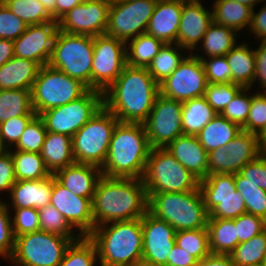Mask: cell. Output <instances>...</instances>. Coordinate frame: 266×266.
<instances>
[{
    "mask_svg": "<svg viewBox=\"0 0 266 266\" xmlns=\"http://www.w3.org/2000/svg\"><path fill=\"white\" fill-rule=\"evenodd\" d=\"M160 93L147 68L126 65L116 81L103 92V106L119 122L143 123Z\"/></svg>",
    "mask_w": 266,
    "mask_h": 266,
    "instance_id": "1",
    "label": "cell"
},
{
    "mask_svg": "<svg viewBox=\"0 0 266 266\" xmlns=\"http://www.w3.org/2000/svg\"><path fill=\"white\" fill-rule=\"evenodd\" d=\"M147 212L148 197L142 178H100L92 199L94 228L142 218Z\"/></svg>",
    "mask_w": 266,
    "mask_h": 266,
    "instance_id": "2",
    "label": "cell"
},
{
    "mask_svg": "<svg viewBox=\"0 0 266 266\" xmlns=\"http://www.w3.org/2000/svg\"><path fill=\"white\" fill-rule=\"evenodd\" d=\"M151 149L143 123L118 122L101 167L103 176L142 178Z\"/></svg>",
    "mask_w": 266,
    "mask_h": 266,
    "instance_id": "3",
    "label": "cell"
},
{
    "mask_svg": "<svg viewBox=\"0 0 266 266\" xmlns=\"http://www.w3.org/2000/svg\"><path fill=\"white\" fill-rule=\"evenodd\" d=\"M88 237L97 249L100 266H139L142 261L141 218L105 223Z\"/></svg>",
    "mask_w": 266,
    "mask_h": 266,
    "instance_id": "4",
    "label": "cell"
},
{
    "mask_svg": "<svg viewBox=\"0 0 266 266\" xmlns=\"http://www.w3.org/2000/svg\"><path fill=\"white\" fill-rule=\"evenodd\" d=\"M148 212L176 231L206 228L209 213L200 188L189 192H161L148 198Z\"/></svg>",
    "mask_w": 266,
    "mask_h": 266,
    "instance_id": "5",
    "label": "cell"
},
{
    "mask_svg": "<svg viewBox=\"0 0 266 266\" xmlns=\"http://www.w3.org/2000/svg\"><path fill=\"white\" fill-rule=\"evenodd\" d=\"M94 37L57 31L48 65L92 90Z\"/></svg>",
    "mask_w": 266,
    "mask_h": 266,
    "instance_id": "6",
    "label": "cell"
},
{
    "mask_svg": "<svg viewBox=\"0 0 266 266\" xmlns=\"http://www.w3.org/2000/svg\"><path fill=\"white\" fill-rule=\"evenodd\" d=\"M142 181L148 198L155 193L189 192L199 188V180L165 148L151 149Z\"/></svg>",
    "mask_w": 266,
    "mask_h": 266,
    "instance_id": "7",
    "label": "cell"
},
{
    "mask_svg": "<svg viewBox=\"0 0 266 266\" xmlns=\"http://www.w3.org/2000/svg\"><path fill=\"white\" fill-rule=\"evenodd\" d=\"M119 120L102 106L72 137V152L76 163L102 167L109 150L114 128Z\"/></svg>",
    "mask_w": 266,
    "mask_h": 266,
    "instance_id": "8",
    "label": "cell"
},
{
    "mask_svg": "<svg viewBox=\"0 0 266 266\" xmlns=\"http://www.w3.org/2000/svg\"><path fill=\"white\" fill-rule=\"evenodd\" d=\"M88 88L79 80L49 65L40 67L31 89L35 113L66 105L81 97Z\"/></svg>",
    "mask_w": 266,
    "mask_h": 266,
    "instance_id": "9",
    "label": "cell"
},
{
    "mask_svg": "<svg viewBox=\"0 0 266 266\" xmlns=\"http://www.w3.org/2000/svg\"><path fill=\"white\" fill-rule=\"evenodd\" d=\"M70 238L41 230L15 237L14 250L10 261L15 266H58Z\"/></svg>",
    "mask_w": 266,
    "mask_h": 266,
    "instance_id": "10",
    "label": "cell"
},
{
    "mask_svg": "<svg viewBox=\"0 0 266 266\" xmlns=\"http://www.w3.org/2000/svg\"><path fill=\"white\" fill-rule=\"evenodd\" d=\"M103 106V92L88 89L81 97L66 105L42 112L45 128L49 132L73 137Z\"/></svg>",
    "mask_w": 266,
    "mask_h": 266,
    "instance_id": "11",
    "label": "cell"
},
{
    "mask_svg": "<svg viewBox=\"0 0 266 266\" xmlns=\"http://www.w3.org/2000/svg\"><path fill=\"white\" fill-rule=\"evenodd\" d=\"M157 0H111L106 35L128 43L145 33Z\"/></svg>",
    "mask_w": 266,
    "mask_h": 266,
    "instance_id": "12",
    "label": "cell"
},
{
    "mask_svg": "<svg viewBox=\"0 0 266 266\" xmlns=\"http://www.w3.org/2000/svg\"><path fill=\"white\" fill-rule=\"evenodd\" d=\"M209 218L235 219L246 213L242 195L236 190L234 174H209L199 181Z\"/></svg>",
    "mask_w": 266,
    "mask_h": 266,
    "instance_id": "13",
    "label": "cell"
},
{
    "mask_svg": "<svg viewBox=\"0 0 266 266\" xmlns=\"http://www.w3.org/2000/svg\"><path fill=\"white\" fill-rule=\"evenodd\" d=\"M182 108V102L158 94L143 122L151 148H165L183 135Z\"/></svg>",
    "mask_w": 266,
    "mask_h": 266,
    "instance_id": "14",
    "label": "cell"
},
{
    "mask_svg": "<svg viewBox=\"0 0 266 266\" xmlns=\"http://www.w3.org/2000/svg\"><path fill=\"white\" fill-rule=\"evenodd\" d=\"M126 65V43L106 34L94 37L92 90L104 92Z\"/></svg>",
    "mask_w": 266,
    "mask_h": 266,
    "instance_id": "15",
    "label": "cell"
},
{
    "mask_svg": "<svg viewBox=\"0 0 266 266\" xmlns=\"http://www.w3.org/2000/svg\"><path fill=\"white\" fill-rule=\"evenodd\" d=\"M260 154L259 135L241 130L225 147L208 153V175L238 173Z\"/></svg>",
    "mask_w": 266,
    "mask_h": 266,
    "instance_id": "16",
    "label": "cell"
},
{
    "mask_svg": "<svg viewBox=\"0 0 266 266\" xmlns=\"http://www.w3.org/2000/svg\"><path fill=\"white\" fill-rule=\"evenodd\" d=\"M207 84L202 61L189 53L177 69L159 84V88L163 96L185 102L204 96Z\"/></svg>",
    "mask_w": 266,
    "mask_h": 266,
    "instance_id": "17",
    "label": "cell"
},
{
    "mask_svg": "<svg viewBox=\"0 0 266 266\" xmlns=\"http://www.w3.org/2000/svg\"><path fill=\"white\" fill-rule=\"evenodd\" d=\"M111 0H85L58 21L59 30L96 37L105 34Z\"/></svg>",
    "mask_w": 266,
    "mask_h": 266,
    "instance_id": "18",
    "label": "cell"
},
{
    "mask_svg": "<svg viewBox=\"0 0 266 266\" xmlns=\"http://www.w3.org/2000/svg\"><path fill=\"white\" fill-rule=\"evenodd\" d=\"M142 261L155 265H167V259L175 245L176 230L166 221L147 212L141 218Z\"/></svg>",
    "mask_w": 266,
    "mask_h": 266,
    "instance_id": "19",
    "label": "cell"
},
{
    "mask_svg": "<svg viewBox=\"0 0 266 266\" xmlns=\"http://www.w3.org/2000/svg\"><path fill=\"white\" fill-rule=\"evenodd\" d=\"M92 199L74 195L53 174L50 205L54 206L81 236H88L94 229Z\"/></svg>",
    "mask_w": 266,
    "mask_h": 266,
    "instance_id": "20",
    "label": "cell"
},
{
    "mask_svg": "<svg viewBox=\"0 0 266 266\" xmlns=\"http://www.w3.org/2000/svg\"><path fill=\"white\" fill-rule=\"evenodd\" d=\"M58 30L55 20L28 25L26 31L14 40V56L32 60L40 67L48 65Z\"/></svg>",
    "mask_w": 266,
    "mask_h": 266,
    "instance_id": "21",
    "label": "cell"
},
{
    "mask_svg": "<svg viewBox=\"0 0 266 266\" xmlns=\"http://www.w3.org/2000/svg\"><path fill=\"white\" fill-rule=\"evenodd\" d=\"M212 22V10L206 9L201 0H183L177 44L189 53H193L201 44Z\"/></svg>",
    "mask_w": 266,
    "mask_h": 266,
    "instance_id": "22",
    "label": "cell"
},
{
    "mask_svg": "<svg viewBox=\"0 0 266 266\" xmlns=\"http://www.w3.org/2000/svg\"><path fill=\"white\" fill-rule=\"evenodd\" d=\"M165 149L199 181L208 176V152L196 135H181Z\"/></svg>",
    "mask_w": 266,
    "mask_h": 266,
    "instance_id": "23",
    "label": "cell"
},
{
    "mask_svg": "<svg viewBox=\"0 0 266 266\" xmlns=\"http://www.w3.org/2000/svg\"><path fill=\"white\" fill-rule=\"evenodd\" d=\"M183 0H158L146 32L164 43H177Z\"/></svg>",
    "mask_w": 266,
    "mask_h": 266,
    "instance_id": "24",
    "label": "cell"
},
{
    "mask_svg": "<svg viewBox=\"0 0 266 266\" xmlns=\"http://www.w3.org/2000/svg\"><path fill=\"white\" fill-rule=\"evenodd\" d=\"M53 186V174L40 180L16 181L8 195L12 202H4L10 209L35 208L41 209L50 205V196Z\"/></svg>",
    "mask_w": 266,
    "mask_h": 266,
    "instance_id": "25",
    "label": "cell"
},
{
    "mask_svg": "<svg viewBox=\"0 0 266 266\" xmlns=\"http://www.w3.org/2000/svg\"><path fill=\"white\" fill-rule=\"evenodd\" d=\"M54 176L74 195L93 198L97 183L103 174L98 166L75 162L58 170Z\"/></svg>",
    "mask_w": 266,
    "mask_h": 266,
    "instance_id": "26",
    "label": "cell"
},
{
    "mask_svg": "<svg viewBox=\"0 0 266 266\" xmlns=\"http://www.w3.org/2000/svg\"><path fill=\"white\" fill-rule=\"evenodd\" d=\"M39 69L32 60L12 57L0 67V90H31Z\"/></svg>",
    "mask_w": 266,
    "mask_h": 266,
    "instance_id": "27",
    "label": "cell"
},
{
    "mask_svg": "<svg viewBox=\"0 0 266 266\" xmlns=\"http://www.w3.org/2000/svg\"><path fill=\"white\" fill-rule=\"evenodd\" d=\"M40 154L47 169L51 174H55L58 170L75 163L72 137L47 131Z\"/></svg>",
    "mask_w": 266,
    "mask_h": 266,
    "instance_id": "28",
    "label": "cell"
},
{
    "mask_svg": "<svg viewBox=\"0 0 266 266\" xmlns=\"http://www.w3.org/2000/svg\"><path fill=\"white\" fill-rule=\"evenodd\" d=\"M240 36L234 29L212 22L203 36L200 46L196 49L198 52L202 50L203 55L205 53L206 57L201 54H195V52L193 54L200 60L209 57L225 56L237 45L238 41L236 39Z\"/></svg>",
    "mask_w": 266,
    "mask_h": 266,
    "instance_id": "29",
    "label": "cell"
},
{
    "mask_svg": "<svg viewBox=\"0 0 266 266\" xmlns=\"http://www.w3.org/2000/svg\"><path fill=\"white\" fill-rule=\"evenodd\" d=\"M231 68V80L242 88H250L255 74V53L246 42L234 46L226 55Z\"/></svg>",
    "mask_w": 266,
    "mask_h": 266,
    "instance_id": "30",
    "label": "cell"
},
{
    "mask_svg": "<svg viewBox=\"0 0 266 266\" xmlns=\"http://www.w3.org/2000/svg\"><path fill=\"white\" fill-rule=\"evenodd\" d=\"M242 128L221 114H217L209 121L197 137L201 145L209 153L221 146L225 147L232 139H234Z\"/></svg>",
    "mask_w": 266,
    "mask_h": 266,
    "instance_id": "31",
    "label": "cell"
},
{
    "mask_svg": "<svg viewBox=\"0 0 266 266\" xmlns=\"http://www.w3.org/2000/svg\"><path fill=\"white\" fill-rule=\"evenodd\" d=\"M212 6L213 22L234 29L237 33L249 29L252 10L232 0H215Z\"/></svg>",
    "mask_w": 266,
    "mask_h": 266,
    "instance_id": "32",
    "label": "cell"
},
{
    "mask_svg": "<svg viewBox=\"0 0 266 266\" xmlns=\"http://www.w3.org/2000/svg\"><path fill=\"white\" fill-rule=\"evenodd\" d=\"M207 230L212 254L229 255L238 245L234 219L208 218Z\"/></svg>",
    "mask_w": 266,
    "mask_h": 266,
    "instance_id": "33",
    "label": "cell"
},
{
    "mask_svg": "<svg viewBox=\"0 0 266 266\" xmlns=\"http://www.w3.org/2000/svg\"><path fill=\"white\" fill-rule=\"evenodd\" d=\"M182 107L184 135L197 136L202 128L217 115L204 96L182 102Z\"/></svg>",
    "mask_w": 266,
    "mask_h": 266,
    "instance_id": "34",
    "label": "cell"
},
{
    "mask_svg": "<svg viewBox=\"0 0 266 266\" xmlns=\"http://www.w3.org/2000/svg\"><path fill=\"white\" fill-rule=\"evenodd\" d=\"M126 43V63L129 66L147 68L165 44L147 32Z\"/></svg>",
    "mask_w": 266,
    "mask_h": 266,
    "instance_id": "35",
    "label": "cell"
},
{
    "mask_svg": "<svg viewBox=\"0 0 266 266\" xmlns=\"http://www.w3.org/2000/svg\"><path fill=\"white\" fill-rule=\"evenodd\" d=\"M31 90H0V124L17 116H36Z\"/></svg>",
    "mask_w": 266,
    "mask_h": 266,
    "instance_id": "36",
    "label": "cell"
},
{
    "mask_svg": "<svg viewBox=\"0 0 266 266\" xmlns=\"http://www.w3.org/2000/svg\"><path fill=\"white\" fill-rule=\"evenodd\" d=\"M9 151L14 162L16 181L40 180L52 175L40 153L12 149H9Z\"/></svg>",
    "mask_w": 266,
    "mask_h": 266,
    "instance_id": "37",
    "label": "cell"
},
{
    "mask_svg": "<svg viewBox=\"0 0 266 266\" xmlns=\"http://www.w3.org/2000/svg\"><path fill=\"white\" fill-rule=\"evenodd\" d=\"M184 50L185 52L187 51L181 48L177 43H165L158 54L153 58L147 69L158 84L162 83L170 76L184 60L186 57V54L182 55Z\"/></svg>",
    "mask_w": 266,
    "mask_h": 266,
    "instance_id": "38",
    "label": "cell"
},
{
    "mask_svg": "<svg viewBox=\"0 0 266 266\" xmlns=\"http://www.w3.org/2000/svg\"><path fill=\"white\" fill-rule=\"evenodd\" d=\"M229 256L235 266H263L266 260V229L239 243Z\"/></svg>",
    "mask_w": 266,
    "mask_h": 266,
    "instance_id": "39",
    "label": "cell"
},
{
    "mask_svg": "<svg viewBox=\"0 0 266 266\" xmlns=\"http://www.w3.org/2000/svg\"><path fill=\"white\" fill-rule=\"evenodd\" d=\"M236 190L242 195L246 213L262 217L266 220V191L260 189L239 172L234 174Z\"/></svg>",
    "mask_w": 266,
    "mask_h": 266,
    "instance_id": "40",
    "label": "cell"
},
{
    "mask_svg": "<svg viewBox=\"0 0 266 266\" xmlns=\"http://www.w3.org/2000/svg\"><path fill=\"white\" fill-rule=\"evenodd\" d=\"M97 249L88 236H81L67 247L58 266H96Z\"/></svg>",
    "mask_w": 266,
    "mask_h": 266,
    "instance_id": "41",
    "label": "cell"
},
{
    "mask_svg": "<svg viewBox=\"0 0 266 266\" xmlns=\"http://www.w3.org/2000/svg\"><path fill=\"white\" fill-rule=\"evenodd\" d=\"M6 7L27 25L53 21L52 15L39 0H1Z\"/></svg>",
    "mask_w": 266,
    "mask_h": 266,
    "instance_id": "42",
    "label": "cell"
},
{
    "mask_svg": "<svg viewBox=\"0 0 266 266\" xmlns=\"http://www.w3.org/2000/svg\"><path fill=\"white\" fill-rule=\"evenodd\" d=\"M38 212L41 231L70 238L72 241H76L81 237L54 206L47 205L38 209Z\"/></svg>",
    "mask_w": 266,
    "mask_h": 266,
    "instance_id": "43",
    "label": "cell"
},
{
    "mask_svg": "<svg viewBox=\"0 0 266 266\" xmlns=\"http://www.w3.org/2000/svg\"><path fill=\"white\" fill-rule=\"evenodd\" d=\"M175 244L185 249L186 252L193 255L198 261L211 253L207 227L176 231Z\"/></svg>",
    "mask_w": 266,
    "mask_h": 266,
    "instance_id": "44",
    "label": "cell"
},
{
    "mask_svg": "<svg viewBox=\"0 0 266 266\" xmlns=\"http://www.w3.org/2000/svg\"><path fill=\"white\" fill-rule=\"evenodd\" d=\"M47 134L45 124L39 115H36L28 124L13 150L41 153Z\"/></svg>",
    "mask_w": 266,
    "mask_h": 266,
    "instance_id": "45",
    "label": "cell"
},
{
    "mask_svg": "<svg viewBox=\"0 0 266 266\" xmlns=\"http://www.w3.org/2000/svg\"><path fill=\"white\" fill-rule=\"evenodd\" d=\"M241 89V86L233 83H208L204 97L214 111L221 114Z\"/></svg>",
    "mask_w": 266,
    "mask_h": 266,
    "instance_id": "46",
    "label": "cell"
},
{
    "mask_svg": "<svg viewBox=\"0 0 266 266\" xmlns=\"http://www.w3.org/2000/svg\"><path fill=\"white\" fill-rule=\"evenodd\" d=\"M266 128V92L252 93L251 107L242 130L260 135Z\"/></svg>",
    "mask_w": 266,
    "mask_h": 266,
    "instance_id": "47",
    "label": "cell"
},
{
    "mask_svg": "<svg viewBox=\"0 0 266 266\" xmlns=\"http://www.w3.org/2000/svg\"><path fill=\"white\" fill-rule=\"evenodd\" d=\"M249 90L250 88H242L221 113L222 116L238 124L241 128L246 124L251 107L252 94L248 93Z\"/></svg>",
    "mask_w": 266,
    "mask_h": 266,
    "instance_id": "48",
    "label": "cell"
},
{
    "mask_svg": "<svg viewBox=\"0 0 266 266\" xmlns=\"http://www.w3.org/2000/svg\"><path fill=\"white\" fill-rule=\"evenodd\" d=\"M11 217L14 237L40 230V218L38 209L18 208Z\"/></svg>",
    "mask_w": 266,
    "mask_h": 266,
    "instance_id": "49",
    "label": "cell"
},
{
    "mask_svg": "<svg viewBox=\"0 0 266 266\" xmlns=\"http://www.w3.org/2000/svg\"><path fill=\"white\" fill-rule=\"evenodd\" d=\"M11 209L4 201H0V257L10 259L13 250L15 237L12 230Z\"/></svg>",
    "mask_w": 266,
    "mask_h": 266,
    "instance_id": "50",
    "label": "cell"
},
{
    "mask_svg": "<svg viewBox=\"0 0 266 266\" xmlns=\"http://www.w3.org/2000/svg\"><path fill=\"white\" fill-rule=\"evenodd\" d=\"M28 25L0 0V39L16 40Z\"/></svg>",
    "mask_w": 266,
    "mask_h": 266,
    "instance_id": "51",
    "label": "cell"
},
{
    "mask_svg": "<svg viewBox=\"0 0 266 266\" xmlns=\"http://www.w3.org/2000/svg\"><path fill=\"white\" fill-rule=\"evenodd\" d=\"M201 61L208 83H232L231 68L226 56L203 58Z\"/></svg>",
    "mask_w": 266,
    "mask_h": 266,
    "instance_id": "52",
    "label": "cell"
},
{
    "mask_svg": "<svg viewBox=\"0 0 266 266\" xmlns=\"http://www.w3.org/2000/svg\"><path fill=\"white\" fill-rule=\"evenodd\" d=\"M238 244L248 241L266 229V220L253 214L245 213L234 219Z\"/></svg>",
    "mask_w": 266,
    "mask_h": 266,
    "instance_id": "53",
    "label": "cell"
},
{
    "mask_svg": "<svg viewBox=\"0 0 266 266\" xmlns=\"http://www.w3.org/2000/svg\"><path fill=\"white\" fill-rule=\"evenodd\" d=\"M35 116H17L0 124L2 139L8 149H12L20 139V136Z\"/></svg>",
    "mask_w": 266,
    "mask_h": 266,
    "instance_id": "54",
    "label": "cell"
},
{
    "mask_svg": "<svg viewBox=\"0 0 266 266\" xmlns=\"http://www.w3.org/2000/svg\"><path fill=\"white\" fill-rule=\"evenodd\" d=\"M239 173L266 191V155L260 154L241 168Z\"/></svg>",
    "mask_w": 266,
    "mask_h": 266,
    "instance_id": "55",
    "label": "cell"
},
{
    "mask_svg": "<svg viewBox=\"0 0 266 266\" xmlns=\"http://www.w3.org/2000/svg\"><path fill=\"white\" fill-rule=\"evenodd\" d=\"M16 182L14 174V162L11 152L0 155V193L10 191L11 187ZM0 201L1 200L0 198Z\"/></svg>",
    "mask_w": 266,
    "mask_h": 266,
    "instance_id": "56",
    "label": "cell"
},
{
    "mask_svg": "<svg viewBox=\"0 0 266 266\" xmlns=\"http://www.w3.org/2000/svg\"><path fill=\"white\" fill-rule=\"evenodd\" d=\"M259 42L258 48H254L256 67L251 88L258 81L259 89L266 92V41Z\"/></svg>",
    "mask_w": 266,
    "mask_h": 266,
    "instance_id": "57",
    "label": "cell"
},
{
    "mask_svg": "<svg viewBox=\"0 0 266 266\" xmlns=\"http://www.w3.org/2000/svg\"><path fill=\"white\" fill-rule=\"evenodd\" d=\"M248 31L255 35V39L266 41V3L256 13L252 10L251 22Z\"/></svg>",
    "mask_w": 266,
    "mask_h": 266,
    "instance_id": "58",
    "label": "cell"
},
{
    "mask_svg": "<svg viewBox=\"0 0 266 266\" xmlns=\"http://www.w3.org/2000/svg\"><path fill=\"white\" fill-rule=\"evenodd\" d=\"M198 260L182 249L178 245H174L167 259L166 266H196Z\"/></svg>",
    "mask_w": 266,
    "mask_h": 266,
    "instance_id": "59",
    "label": "cell"
},
{
    "mask_svg": "<svg viewBox=\"0 0 266 266\" xmlns=\"http://www.w3.org/2000/svg\"><path fill=\"white\" fill-rule=\"evenodd\" d=\"M196 266H235L229 255L210 253L205 258L198 261Z\"/></svg>",
    "mask_w": 266,
    "mask_h": 266,
    "instance_id": "60",
    "label": "cell"
},
{
    "mask_svg": "<svg viewBox=\"0 0 266 266\" xmlns=\"http://www.w3.org/2000/svg\"><path fill=\"white\" fill-rule=\"evenodd\" d=\"M14 57V41L0 39V67Z\"/></svg>",
    "mask_w": 266,
    "mask_h": 266,
    "instance_id": "61",
    "label": "cell"
},
{
    "mask_svg": "<svg viewBox=\"0 0 266 266\" xmlns=\"http://www.w3.org/2000/svg\"><path fill=\"white\" fill-rule=\"evenodd\" d=\"M85 0H57L56 1V21H59L76 5L83 3Z\"/></svg>",
    "mask_w": 266,
    "mask_h": 266,
    "instance_id": "62",
    "label": "cell"
},
{
    "mask_svg": "<svg viewBox=\"0 0 266 266\" xmlns=\"http://www.w3.org/2000/svg\"><path fill=\"white\" fill-rule=\"evenodd\" d=\"M46 10L52 15L53 19L56 21V1L57 0H39Z\"/></svg>",
    "mask_w": 266,
    "mask_h": 266,
    "instance_id": "63",
    "label": "cell"
},
{
    "mask_svg": "<svg viewBox=\"0 0 266 266\" xmlns=\"http://www.w3.org/2000/svg\"><path fill=\"white\" fill-rule=\"evenodd\" d=\"M259 145H260L261 154L266 155V128L259 135Z\"/></svg>",
    "mask_w": 266,
    "mask_h": 266,
    "instance_id": "64",
    "label": "cell"
},
{
    "mask_svg": "<svg viewBox=\"0 0 266 266\" xmlns=\"http://www.w3.org/2000/svg\"><path fill=\"white\" fill-rule=\"evenodd\" d=\"M234 2H239L241 4H244L246 6H249L251 9H254L258 3H264L266 0H232ZM264 1V2H263Z\"/></svg>",
    "mask_w": 266,
    "mask_h": 266,
    "instance_id": "65",
    "label": "cell"
},
{
    "mask_svg": "<svg viewBox=\"0 0 266 266\" xmlns=\"http://www.w3.org/2000/svg\"><path fill=\"white\" fill-rule=\"evenodd\" d=\"M8 151H9V149L3 141L1 131H0V155H3L5 153H7Z\"/></svg>",
    "mask_w": 266,
    "mask_h": 266,
    "instance_id": "66",
    "label": "cell"
},
{
    "mask_svg": "<svg viewBox=\"0 0 266 266\" xmlns=\"http://www.w3.org/2000/svg\"><path fill=\"white\" fill-rule=\"evenodd\" d=\"M139 266H165V265H155L150 263H141Z\"/></svg>",
    "mask_w": 266,
    "mask_h": 266,
    "instance_id": "67",
    "label": "cell"
}]
</instances>
